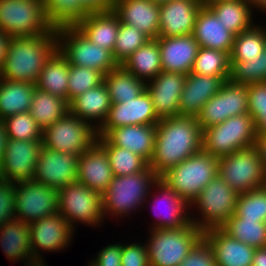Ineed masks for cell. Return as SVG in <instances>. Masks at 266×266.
<instances>
[{
	"label": "cell",
	"instance_id": "60d3db41",
	"mask_svg": "<svg viewBox=\"0 0 266 266\" xmlns=\"http://www.w3.org/2000/svg\"><path fill=\"white\" fill-rule=\"evenodd\" d=\"M48 21L56 28L75 25L89 12H92L81 0H45Z\"/></svg>",
	"mask_w": 266,
	"mask_h": 266
},
{
	"label": "cell",
	"instance_id": "9c48e42d",
	"mask_svg": "<svg viewBox=\"0 0 266 266\" xmlns=\"http://www.w3.org/2000/svg\"><path fill=\"white\" fill-rule=\"evenodd\" d=\"M57 49L74 66L100 71L103 75L118 66L112 53L93 44L74 25L56 27Z\"/></svg>",
	"mask_w": 266,
	"mask_h": 266
},
{
	"label": "cell",
	"instance_id": "30bf717a",
	"mask_svg": "<svg viewBox=\"0 0 266 266\" xmlns=\"http://www.w3.org/2000/svg\"><path fill=\"white\" fill-rule=\"evenodd\" d=\"M58 205L59 213L75 231L78 223L93 229L105 225L102 194L79 182L58 190Z\"/></svg>",
	"mask_w": 266,
	"mask_h": 266
},
{
	"label": "cell",
	"instance_id": "f35d334b",
	"mask_svg": "<svg viewBox=\"0 0 266 266\" xmlns=\"http://www.w3.org/2000/svg\"><path fill=\"white\" fill-rule=\"evenodd\" d=\"M258 21L234 38L230 61H245V58L260 56L266 46V26ZM262 24V25H261Z\"/></svg>",
	"mask_w": 266,
	"mask_h": 266
},
{
	"label": "cell",
	"instance_id": "277c9868",
	"mask_svg": "<svg viewBox=\"0 0 266 266\" xmlns=\"http://www.w3.org/2000/svg\"><path fill=\"white\" fill-rule=\"evenodd\" d=\"M238 196L219 175L215 176L190 204L192 223L203 232L221 228L235 214Z\"/></svg>",
	"mask_w": 266,
	"mask_h": 266
},
{
	"label": "cell",
	"instance_id": "4316f807",
	"mask_svg": "<svg viewBox=\"0 0 266 266\" xmlns=\"http://www.w3.org/2000/svg\"><path fill=\"white\" fill-rule=\"evenodd\" d=\"M111 145L126 148L148 164L155 149L156 125H128L113 128L103 136Z\"/></svg>",
	"mask_w": 266,
	"mask_h": 266
},
{
	"label": "cell",
	"instance_id": "11a10c76",
	"mask_svg": "<svg viewBox=\"0 0 266 266\" xmlns=\"http://www.w3.org/2000/svg\"><path fill=\"white\" fill-rule=\"evenodd\" d=\"M254 147L259 153L264 171L266 172V133L256 134Z\"/></svg>",
	"mask_w": 266,
	"mask_h": 266
},
{
	"label": "cell",
	"instance_id": "7dc6e473",
	"mask_svg": "<svg viewBox=\"0 0 266 266\" xmlns=\"http://www.w3.org/2000/svg\"><path fill=\"white\" fill-rule=\"evenodd\" d=\"M104 75L95 69L70 64L68 79V103L76 96L98 86Z\"/></svg>",
	"mask_w": 266,
	"mask_h": 266
},
{
	"label": "cell",
	"instance_id": "52a82bcc",
	"mask_svg": "<svg viewBox=\"0 0 266 266\" xmlns=\"http://www.w3.org/2000/svg\"><path fill=\"white\" fill-rule=\"evenodd\" d=\"M256 134L255 122L249 113L236 115L202 130V150L220 158L254 146Z\"/></svg>",
	"mask_w": 266,
	"mask_h": 266
},
{
	"label": "cell",
	"instance_id": "8d00e7d4",
	"mask_svg": "<svg viewBox=\"0 0 266 266\" xmlns=\"http://www.w3.org/2000/svg\"><path fill=\"white\" fill-rule=\"evenodd\" d=\"M111 103H122L137 98L146 90V83L137 79L121 65L104 75Z\"/></svg>",
	"mask_w": 266,
	"mask_h": 266
},
{
	"label": "cell",
	"instance_id": "c3c4849f",
	"mask_svg": "<svg viewBox=\"0 0 266 266\" xmlns=\"http://www.w3.org/2000/svg\"><path fill=\"white\" fill-rule=\"evenodd\" d=\"M248 113L254 119L256 133H266V82L248 85Z\"/></svg>",
	"mask_w": 266,
	"mask_h": 266
},
{
	"label": "cell",
	"instance_id": "603a6c76",
	"mask_svg": "<svg viewBox=\"0 0 266 266\" xmlns=\"http://www.w3.org/2000/svg\"><path fill=\"white\" fill-rule=\"evenodd\" d=\"M112 11L121 23L137 28L150 39L158 37L160 4L152 0H115Z\"/></svg>",
	"mask_w": 266,
	"mask_h": 266
},
{
	"label": "cell",
	"instance_id": "4dcf8cb0",
	"mask_svg": "<svg viewBox=\"0 0 266 266\" xmlns=\"http://www.w3.org/2000/svg\"><path fill=\"white\" fill-rule=\"evenodd\" d=\"M0 247L7 260L26 264L35 260L31 251L29 224L13 219L0 226Z\"/></svg>",
	"mask_w": 266,
	"mask_h": 266
},
{
	"label": "cell",
	"instance_id": "d6a6232c",
	"mask_svg": "<svg viewBox=\"0 0 266 266\" xmlns=\"http://www.w3.org/2000/svg\"><path fill=\"white\" fill-rule=\"evenodd\" d=\"M208 7L216 17L220 18L226 29L235 36L257 23L256 12L246 0H221L208 5Z\"/></svg>",
	"mask_w": 266,
	"mask_h": 266
},
{
	"label": "cell",
	"instance_id": "cb8c5ba5",
	"mask_svg": "<svg viewBox=\"0 0 266 266\" xmlns=\"http://www.w3.org/2000/svg\"><path fill=\"white\" fill-rule=\"evenodd\" d=\"M113 177L108 154L98 142L79 156L77 182L103 194Z\"/></svg>",
	"mask_w": 266,
	"mask_h": 266
},
{
	"label": "cell",
	"instance_id": "8992f818",
	"mask_svg": "<svg viewBox=\"0 0 266 266\" xmlns=\"http://www.w3.org/2000/svg\"><path fill=\"white\" fill-rule=\"evenodd\" d=\"M218 158L204 152L190 156L163 173L159 179L189 204L218 175Z\"/></svg>",
	"mask_w": 266,
	"mask_h": 266
},
{
	"label": "cell",
	"instance_id": "be15d7a7",
	"mask_svg": "<svg viewBox=\"0 0 266 266\" xmlns=\"http://www.w3.org/2000/svg\"><path fill=\"white\" fill-rule=\"evenodd\" d=\"M152 1H154L157 4H162V3H165L166 1H170V0H152Z\"/></svg>",
	"mask_w": 266,
	"mask_h": 266
},
{
	"label": "cell",
	"instance_id": "bcb514c9",
	"mask_svg": "<svg viewBox=\"0 0 266 266\" xmlns=\"http://www.w3.org/2000/svg\"><path fill=\"white\" fill-rule=\"evenodd\" d=\"M151 40L137 28L120 22L119 32L113 50V58L120 65L142 45Z\"/></svg>",
	"mask_w": 266,
	"mask_h": 266
},
{
	"label": "cell",
	"instance_id": "9f6ffc18",
	"mask_svg": "<svg viewBox=\"0 0 266 266\" xmlns=\"http://www.w3.org/2000/svg\"><path fill=\"white\" fill-rule=\"evenodd\" d=\"M251 266H266V247L256 248Z\"/></svg>",
	"mask_w": 266,
	"mask_h": 266
},
{
	"label": "cell",
	"instance_id": "7402d4cb",
	"mask_svg": "<svg viewBox=\"0 0 266 266\" xmlns=\"http://www.w3.org/2000/svg\"><path fill=\"white\" fill-rule=\"evenodd\" d=\"M161 55L162 70L188 75L193 69L200 48L192 34L156 38Z\"/></svg>",
	"mask_w": 266,
	"mask_h": 266
},
{
	"label": "cell",
	"instance_id": "74e56055",
	"mask_svg": "<svg viewBox=\"0 0 266 266\" xmlns=\"http://www.w3.org/2000/svg\"><path fill=\"white\" fill-rule=\"evenodd\" d=\"M229 236L254 248L266 247V227L260 220L239 218L235 214L221 227Z\"/></svg>",
	"mask_w": 266,
	"mask_h": 266
},
{
	"label": "cell",
	"instance_id": "6f0895ef",
	"mask_svg": "<svg viewBox=\"0 0 266 266\" xmlns=\"http://www.w3.org/2000/svg\"><path fill=\"white\" fill-rule=\"evenodd\" d=\"M10 38L11 37L9 35L0 32V69L6 55V50Z\"/></svg>",
	"mask_w": 266,
	"mask_h": 266
},
{
	"label": "cell",
	"instance_id": "ba28073f",
	"mask_svg": "<svg viewBox=\"0 0 266 266\" xmlns=\"http://www.w3.org/2000/svg\"><path fill=\"white\" fill-rule=\"evenodd\" d=\"M45 0H0V32L10 37H33L52 32Z\"/></svg>",
	"mask_w": 266,
	"mask_h": 266
},
{
	"label": "cell",
	"instance_id": "94428289",
	"mask_svg": "<svg viewBox=\"0 0 266 266\" xmlns=\"http://www.w3.org/2000/svg\"><path fill=\"white\" fill-rule=\"evenodd\" d=\"M46 264H47V262H45L44 259L43 260L35 259V260L30 261V262H27L23 266H48Z\"/></svg>",
	"mask_w": 266,
	"mask_h": 266
},
{
	"label": "cell",
	"instance_id": "e7e4bbea",
	"mask_svg": "<svg viewBox=\"0 0 266 266\" xmlns=\"http://www.w3.org/2000/svg\"><path fill=\"white\" fill-rule=\"evenodd\" d=\"M86 266H95V264H93V262H91L90 260L87 261V265Z\"/></svg>",
	"mask_w": 266,
	"mask_h": 266
},
{
	"label": "cell",
	"instance_id": "6125c7cd",
	"mask_svg": "<svg viewBox=\"0 0 266 266\" xmlns=\"http://www.w3.org/2000/svg\"><path fill=\"white\" fill-rule=\"evenodd\" d=\"M221 1V0H200L203 6H208L214 2Z\"/></svg>",
	"mask_w": 266,
	"mask_h": 266
},
{
	"label": "cell",
	"instance_id": "680465c9",
	"mask_svg": "<svg viewBox=\"0 0 266 266\" xmlns=\"http://www.w3.org/2000/svg\"><path fill=\"white\" fill-rule=\"evenodd\" d=\"M246 2L250 5L254 12L256 11L258 14H266V0H246Z\"/></svg>",
	"mask_w": 266,
	"mask_h": 266
},
{
	"label": "cell",
	"instance_id": "5b68a950",
	"mask_svg": "<svg viewBox=\"0 0 266 266\" xmlns=\"http://www.w3.org/2000/svg\"><path fill=\"white\" fill-rule=\"evenodd\" d=\"M147 231L145 244L150 266H179L203 238V231L192 222L181 228Z\"/></svg>",
	"mask_w": 266,
	"mask_h": 266
},
{
	"label": "cell",
	"instance_id": "816d5d0a",
	"mask_svg": "<svg viewBox=\"0 0 266 266\" xmlns=\"http://www.w3.org/2000/svg\"><path fill=\"white\" fill-rule=\"evenodd\" d=\"M15 219V182L0 179V226Z\"/></svg>",
	"mask_w": 266,
	"mask_h": 266
},
{
	"label": "cell",
	"instance_id": "e0dca14e",
	"mask_svg": "<svg viewBox=\"0 0 266 266\" xmlns=\"http://www.w3.org/2000/svg\"><path fill=\"white\" fill-rule=\"evenodd\" d=\"M42 146V140L7 138L0 163V179L11 182L32 180Z\"/></svg>",
	"mask_w": 266,
	"mask_h": 266
},
{
	"label": "cell",
	"instance_id": "681fc988",
	"mask_svg": "<svg viewBox=\"0 0 266 266\" xmlns=\"http://www.w3.org/2000/svg\"><path fill=\"white\" fill-rule=\"evenodd\" d=\"M121 266H150L146 244L141 241L123 243Z\"/></svg>",
	"mask_w": 266,
	"mask_h": 266
},
{
	"label": "cell",
	"instance_id": "f907efd6",
	"mask_svg": "<svg viewBox=\"0 0 266 266\" xmlns=\"http://www.w3.org/2000/svg\"><path fill=\"white\" fill-rule=\"evenodd\" d=\"M179 266H217L212 247L202 238Z\"/></svg>",
	"mask_w": 266,
	"mask_h": 266
},
{
	"label": "cell",
	"instance_id": "8fae6325",
	"mask_svg": "<svg viewBox=\"0 0 266 266\" xmlns=\"http://www.w3.org/2000/svg\"><path fill=\"white\" fill-rule=\"evenodd\" d=\"M217 173L238 194L266 185V172L254 146L218 158Z\"/></svg>",
	"mask_w": 266,
	"mask_h": 266
},
{
	"label": "cell",
	"instance_id": "836d02e7",
	"mask_svg": "<svg viewBox=\"0 0 266 266\" xmlns=\"http://www.w3.org/2000/svg\"><path fill=\"white\" fill-rule=\"evenodd\" d=\"M70 64L57 49L47 60L39 74L36 88L62 97L68 102V79Z\"/></svg>",
	"mask_w": 266,
	"mask_h": 266
},
{
	"label": "cell",
	"instance_id": "4fadbf2b",
	"mask_svg": "<svg viewBox=\"0 0 266 266\" xmlns=\"http://www.w3.org/2000/svg\"><path fill=\"white\" fill-rule=\"evenodd\" d=\"M59 213L58 190L32 180L15 182V219L27 224Z\"/></svg>",
	"mask_w": 266,
	"mask_h": 266
},
{
	"label": "cell",
	"instance_id": "d6986e66",
	"mask_svg": "<svg viewBox=\"0 0 266 266\" xmlns=\"http://www.w3.org/2000/svg\"><path fill=\"white\" fill-rule=\"evenodd\" d=\"M159 121L152 99L145 90L135 99L112 103L108 117L98 129V137H103L113 128L128 125H156Z\"/></svg>",
	"mask_w": 266,
	"mask_h": 266
},
{
	"label": "cell",
	"instance_id": "f5cc1de1",
	"mask_svg": "<svg viewBox=\"0 0 266 266\" xmlns=\"http://www.w3.org/2000/svg\"><path fill=\"white\" fill-rule=\"evenodd\" d=\"M112 243L103 245L96 256L90 258L95 266H121L122 242Z\"/></svg>",
	"mask_w": 266,
	"mask_h": 266
},
{
	"label": "cell",
	"instance_id": "ee69618b",
	"mask_svg": "<svg viewBox=\"0 0 266 266\" xmlns=\"http://www.w3.org/2000/svg\"><path fill=\"white\" fill-rule=\"evenodd\" d=\"M2 121L7 138L22 141L42 140L43 138L42 128L29 112L11 115Z\"/></svg>",
	"mask_w": 266,
	"mask_h": 266
},
{
	"label": "cell",
	"instance_id": "d590c367",
	"mask_svg": "<svg viewBox=\"0 0 266 266\" xmlns=\"http://www.w3.org/2000/svg\"><path fill=\"white\" fill-rule=\"evenodd\" d=\"M68 111L65 99L35 87L29 113L42 130L60 120Z\"/></svg>",
	"mask_w": 266,
	"mask_h": 266
},
{
	"label": "cell",
	"instance_id": "7bdbcfd3",
	"mask_svg": "<svg viewBox=\"0 0 266 266\" xmlns=\"http://www.w3.org/2000/svg\"><path fill=\"white\" fill-rule=\"evenodd\" d=\"M229 80L245 85L266 82V46L260 56L230 61Z\"/></svg>",
	"mask_w": 266,
	"mask_h": 266
},
{
	"label": "cell",
	"instance_id": "9a60e30c",
	"mask_svg": "<svg viewBox=\"0 0 266 266\" xmlns=\"http://www.w3.org/2000/svg\"><path fill=\"white\" fill-rule=\"evenodd\" d=\"M248 113V85L225 80L196 116L200 129L217 125L230 117Z\"/></svg>",
	"mask_w": 266,
	"mask_h": 266
},
{
	"label": "cell",
	"instance_id": "83f0119b",
	"mask_svg": "<svg viewBox=\"0 0 266 266\" xmlns=\"http://www.w3.org/2000/svg\"><path fill=\"white\" fill-rule=\"evenodd\" d=\"M192 35L200 47L224 51L229 55L235 38L208 6L201 7Z\"/></svg>",
	"mask_w": 266,
	"mask_h": 266
},
{
	"label": "cell",
	"instance_id": "d4e9b609",
	"mask_svg": "<svg viewBox=\"0 0 266 266\" xmlns=\"http://www.w3.org/2000/svg\"><path fill=\"white\" fill-rule=\"evenodd\" d=\"M212 247L217 266H251L256 248L232 238L221 228L203 232Z\"/></svg>",
	"mask_w": 266,
	"mask_h": 266
},
{
	"label": "cell",
	"instance_id": "91938a15",
	"mask_svg": "<svg viewBox=\"0 0 266 266\" xmlns=\"http://www.w3.org/2000/svg\"><path fill=\"white\" fill-rule=\"evenodd\" d=\"M6 140H7V136H6V133H5V128H4V125H3V121L0 120V163L2 161V157H3V154H4Z\"/></svg>",
	"mask_w": 266,
	"mask_h": 266
},
{
	"label": "cell",
	"instance_id": "ab89813d",
	"mask_svg": "<svg viewBox=\"0 0 266 266\" xmlns=\"http://www.w3.org/2000/svg\"><path fill=\"white\" fill-rule=\"evenodd\" d=\"M97 142L108 154L110 167L114 176L139 173L149 166V164L139 155L126 148L111 145L104 137H98Z\"/></svg>",
	"mask_w": 266,
	"mask_h": 266
},
{
	"label": "cell",
	"instance_id": "f546056e",
	"mask_svg": "<svg viewBox=\"0 0 266 266\" xmlns=\"http://www.w3.org/2000/svg\"><path fill=\"white\" fill-rule=\"evenodd\" d=\"M74 26L93 44L109 50L113 55L120 20L112 10L89 12Z\"/></svg>",
	"mask_w": 266,
	"mask_h": 266
},
{
	"label": "cell",
	"instance_id": "ac0fdd59",
	"mask_svg": "<svg viewBox=\"0 0 266 266\" xmlns=\"http://www.w3.org/2000/svg\"><path fill=\"white\" fill-rule=\"evenodd\" d=\"M78 159L79 155L53 151L42 146L33 180L57 190L75 183Z\"/></svg>",
	"mask_w": 266,
	"mask_h": 266
},
{
	"label": "cell",
	"instance_id": "484cf974",
	"mask_svg": "<svg viewBox=\"0 0 266 266\" xmlns=\"http://www.w3.org/2000/svg\"><path fill=\"white\" fill-rule=\"evenodd\" d=\"M225 81L218 76L187 75L179 101V116L196 117Z\"/></svg>",
	"mask_w": 266,
	"mask_h": 266
},
{
	"label": "cell",
	"instance_id": "db71d44e",
	"mask_svg": "<svg viewBox=\"0 0 266 266\" xmlns=\"http://www.w3.org/2000/svg\"><path fill=\"white\" fill-rule=\"evenodd\" d=\"M92 12L112 10L115 0H81Z\"/></svg>",
	"mask_w": 266,
	"mask_h": 266
},
{
	"label": "cell",
	"instance_id": "ffe728a7",
	"mask_svg": "<svg viewBox=\"0 0 266 266\" xmlns=\"http://www.w3.org/2000/svg\"><path fill=\"white\" fill-rule=\"evenodd\" d=\"M187 75L162 71L146 83L154 111L159 119L179 116V101Z\"/></svg>",
	"mask_w": 266,
	"mask_h": 266
},
{
	"label": "cell",
	"instance_id": "7c38bea8",
	"mask_svg": "<svg viewBox=\"0 0 266 266\" xmlns=\"http://www.w3.org/2000/svg\"><path fill=\"white\" fill-rule=\"evenodd\" d=\"M98 140V130L69 111L43 130L42 145L53 151L81 155Z\"/></svg>",
	"mask_w": 266,
	"mask_h": 266
},
{
	"label": "cell",
	"instance_id": "f6af8a7d",
	"mask_svg": "<svg viewBox=\"0 0 266 266\" xmlns=\"http://www.w3.org/2000/svg\"><path fill=\"white\" fill-rule=\"evenodd\" d=\"M235 215L239 218L264 222L266 219V185L239 194Z\"/></svg>",
	"mask_w": 266,
	"mask_h": 266
},
{
	"label": "cell",
	"instance_id": "1f68e13d",
	"mask_svg": "<svg viewBox=\"0 0 266 266\" xmlns=\"http://www.w3.org/2000/svg\"><path fill=\"white\" fill-rule=\"evenodd\" d=\"M137 79L147 83L162 70L160 48L156 39L149 40L120 64Z\"/></svg>",
	"mask_w": 266,
	"mask_h": 266
},
{
	"label": "cell",
	"instance_id": "2e32d148",
	"mask_svg": "<svg viewBox=\"0 0 266 266\" xmlns=\"http://www.w3.org/2000/svg\"><path fill=\"white\" fill-rule=\"evenodd\" d=\"M29 228L34 259L43 260L45 253L68 250L76 235V231L60 213L36 220L29 224Z\"/></svg>",
	"mask_w": 266,
	"mask_h": 266
},
{
	"label": "cell",
	"instance_id": "3957f363",
	"mask_svg": "<svg viewBox=\"0 0 266 266\" xmlns=\"http://www.w3.org/2000/svg\"><path fill=\"white\" fill-rule=\"evenodd\" d=\"M158 179L159 177L149 166L139 173L114 176L107 190L102 194L105 222L107 223L110 217L113 220L117 219V222H119L118 219L121 221L127 217L132 220V213L134 215L136 212V215L141 210L145 211L144 202Z\"/></svg>",
	"mask_w": 266,
	"mask_h": 266
},
{
	"label": "cell",
	"instance_id": "44dd1931",
	"mask_svg": "<svg viewBox=\"0 0 266 266\" xmlns=\"http://www.w3.org/2000/svg\"><path fill=\"white\" fill-rule=\"evenodd\" d=\"M202 6L200 0H170L160 4L158 36L192 34Z\"/></svg>",
	"mask_w": 266,
	"mask_h": 266
},
{
	"label": "cell",
	"instance_id": "e575fe53",
	"mask_svg": "<svg viewBox=\"0 0 266 266\" xmlns=\"http://www.w3.org/2000/svg\"><path fill=\"white\" fill-rule=\"evenodd\" d=\"M36 85L0 78V120L29 112Z\"/></svg>",
	"mask_w": 266,
	"mask_h": 266
},
{
	"label": "cell",
	"instance_id": "6da1fadb",
	"mask_svg": "<svg viewBox=\"0 0 266 266\" xmlns=\"http://www.w3.org/2000/svg\"><path fill=\"white\" fill-rule=\"evenodd\" d=\"M202 151V130L194 116H173L156 124L155 149L149 163L160 177L190 156Z\"/></svg>",
	"mask_w": 266,
	"mask_h": 266
},
{
	"label": "cell",
	"instance_id": "f1b7e54d",
	"mask_svg": "<svg viewBox=\"0 0 266 266\" xmlns=\"http://www.w3.org/2000/svg\"><path fill=\"white\" fill-rule=\"evenodd\" d=\"M111 104L109 91L104 81L68 103L71 114L91 123L97 130L108 117Z\"/></svg>",
	"mask_w": 266,
	"mask_h": 266
},
{
	"label": "cell",
	"instance_id": "b9f144b4",
	"mask_svg": "<svg viewBox=\"0 0 266 266\" xmlns=\"http://www.w3.org/2000/svg\"><path fill=\"white\" fill-rule=\"evenodd\" d=\"M191 73L218 76L224 81L228 80L230 75V55L224 51L200 47Z\"/></svg>",
	"mask_w": 266,
	"mask_h": 266
},
{
	"label": "cell",
	"instance_id": "7a4b0ae2",
	"mask_svg": "<svg viewBox=\"0 0 266 266\" xmlns=\"http://www.w3.org/2000/svg\"><path fill=\"white\" fill-rule=\"evenodd\" d=\"M57 30L33 37H11L0 78L36 84L45 63L57 50Z\"/></svg>",
	"mask_w": 266,
	"mask_h": 266
},
{
	"label": "cell",
	"instance_id": "5bb4252c",
	"mask_svg": "<svg viewBox=\"0 0 266 266\" xmlns=\"http://www.w3.org/2000/svg\"><path fill=\"white\" fill-rule=\"evenodd\" d=\"M147 203H149L148 206L151 205L148 209L152 210V218L154 219L151 220L153 222L149 224L150 227L146 230L176 229L192 222L190 204L180 198L172 188L168 187L160 179L152 187L143 208L148 207Z\"/></svg>",
	"mask_w": 266,
	"mask_h": 266
}]
</instances>
